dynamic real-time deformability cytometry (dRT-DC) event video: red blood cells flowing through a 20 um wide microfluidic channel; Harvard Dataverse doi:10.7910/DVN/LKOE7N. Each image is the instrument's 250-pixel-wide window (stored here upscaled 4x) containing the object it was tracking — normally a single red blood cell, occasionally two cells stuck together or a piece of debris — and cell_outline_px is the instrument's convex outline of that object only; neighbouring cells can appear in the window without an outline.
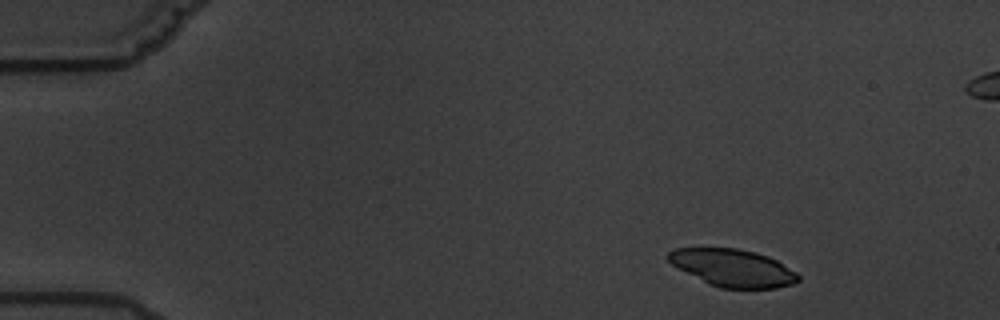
{"species": "common noctule bat (a hibernating species)", "species_latin": "Nyctalus noctula", "temperature_condition": "warm", "stored_images_in_passage": 5, "camera_frame_rate_fps": 3000, "um_per_image_px": 0.085, "animal": {"sex": "male", "body_mass_g": 19.5, "forearm_length_mm": 54.6}, "frame": {"image": 1, "passage_image": 1, "time_ms": 0.0, "image_size_px": [1000, 320], "cell_outline_px": [[800, 280], [792, 284], [776, 288], [720, 288], [708, 284], [672, 264], [668, 260], [668, 252], [676, 248], [736, 248], [756, 252], [768, 256], [776, 260], [796, 272], [800, 276]], "centroid_in_image_um": [62.31, 22.77], "position_along_channel_um": 22.7, "area_um2": 28.15}}